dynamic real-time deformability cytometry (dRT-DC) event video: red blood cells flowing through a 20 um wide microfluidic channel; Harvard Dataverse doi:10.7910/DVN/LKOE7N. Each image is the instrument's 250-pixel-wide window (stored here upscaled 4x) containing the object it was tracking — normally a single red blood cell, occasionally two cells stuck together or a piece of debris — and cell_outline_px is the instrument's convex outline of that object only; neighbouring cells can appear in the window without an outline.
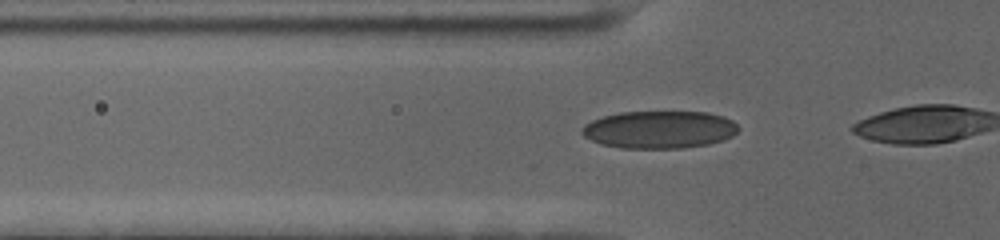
{"species": "human", "species_latin": "Homo sapiens", "temperature_condition": "cold", "stored_images_in_passage": 21, "camera_frame_rate_fps": 3000, "um_per_image_px": 0.085, "donor": {"sex": "female"}, "frame": {"image": 1, "passage_image": 15, "time_ms": 4.667, "image_size_px": [1000, 240], "cell_outline_px": [[740, 128], [732, 136], [724, 140], [708, 144], [684, 148], [620, 148], [600, 144], [584, 136], [580, 132], [580, 128], [584, 124], [592, 120], [604, 116], [620, 112], [708, 112], [732, 120]], "centroid_in_image_um": [56.02, 11.02], "position_along_channel_um": 69.8, "area_um2": 34.33}}